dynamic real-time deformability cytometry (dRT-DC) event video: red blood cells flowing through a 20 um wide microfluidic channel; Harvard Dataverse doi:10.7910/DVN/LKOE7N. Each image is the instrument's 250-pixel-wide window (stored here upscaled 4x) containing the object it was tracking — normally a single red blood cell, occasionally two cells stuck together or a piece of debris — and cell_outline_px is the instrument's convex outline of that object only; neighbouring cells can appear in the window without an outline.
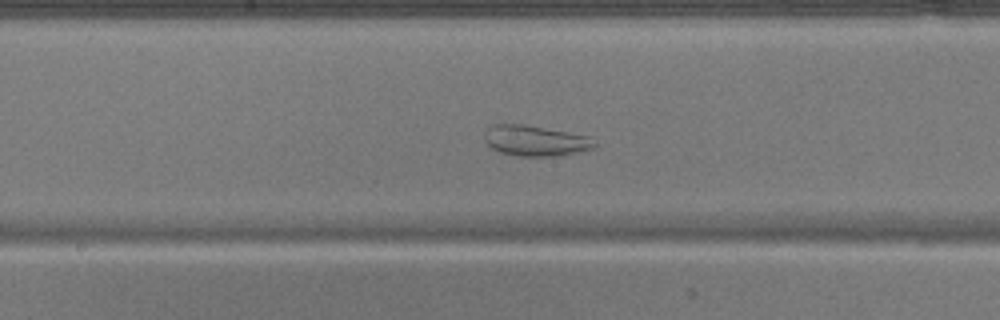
{"species": "common noctule bat (a hibernating species)", "species_latin": "Nyctalus noctula", "temperature_condition": "warm", "stored_images_in_passage": 53, "camera_frame_rate_fps": 3000, "um_per_image_px": 0.085, "animal": {"sex": "male", "body_mass_g": 17.9}, "frame": {"image": 1, "passage_image": 28, "time_ms": 9.0, "image_size_px": [1000, 320], "cell_outline_px": [[596, 144], [592, 148], [560, 156], [516, 156], [500, 152], [492, 148], [484, 140], [484, 132], [492, 124], [524, 124], [588, 136]], "centroid_in_image_um": [45.45, 11.96], "position_along_channel_um": 202.8, "area_um2": 19.48}}
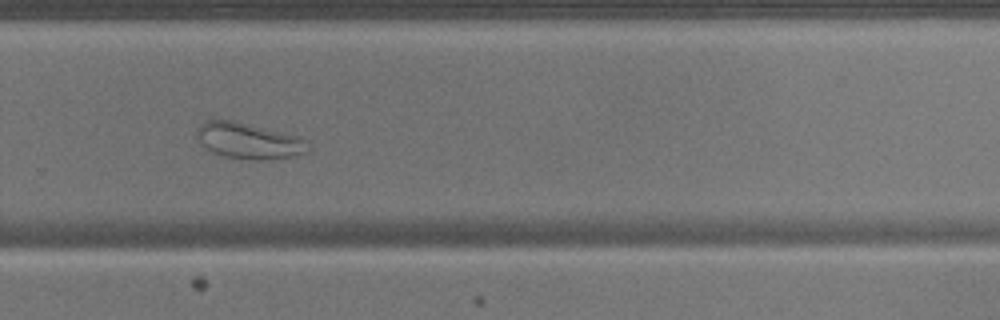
{"frame": {"image": 2, "passage_image": 36, "time_ms": 11.667, "image_size_px": [1000, 320], "cell_outline_px": [[308, 152], [292, 156], [268, 160], [252, 160], [224, 156], [212, 152], [196, 136], [196, 128], [200, 124], [208, 120], [232, 120], [296, 136], [308, 140]], "centroid_in_image_um": [21.14, 11.98], "position_along_channel_um": 308.7, "area_um2": 23.0}}
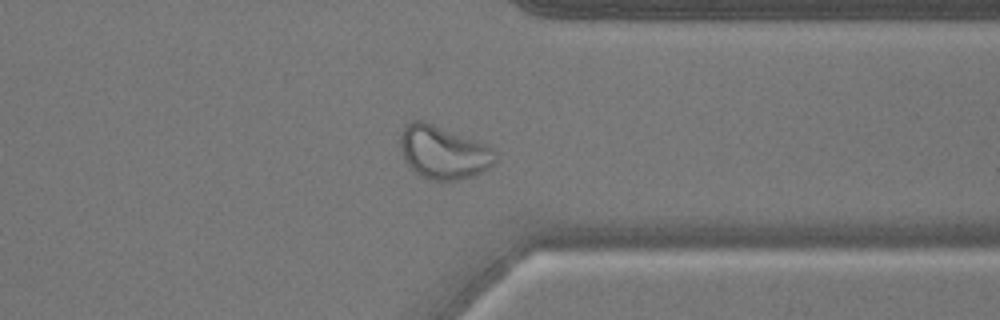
{"frame": {"image": 3, "passage_image": 41, "time_ms": 13.333, "image_size_px": [1000, 320], "cell_outline_px": [[496, 164], [472, 176], [460, 180], [432, 180], [420, 176], [404, 160], [400, 148], [400, 136], [404, 128], [412, 120], [424, 120], [488, 144], [496, 152]], "centroid_in_image_um": [37.71, 12.94], "position_along_channel_um": 373.7, "area_um2": 29.65}}